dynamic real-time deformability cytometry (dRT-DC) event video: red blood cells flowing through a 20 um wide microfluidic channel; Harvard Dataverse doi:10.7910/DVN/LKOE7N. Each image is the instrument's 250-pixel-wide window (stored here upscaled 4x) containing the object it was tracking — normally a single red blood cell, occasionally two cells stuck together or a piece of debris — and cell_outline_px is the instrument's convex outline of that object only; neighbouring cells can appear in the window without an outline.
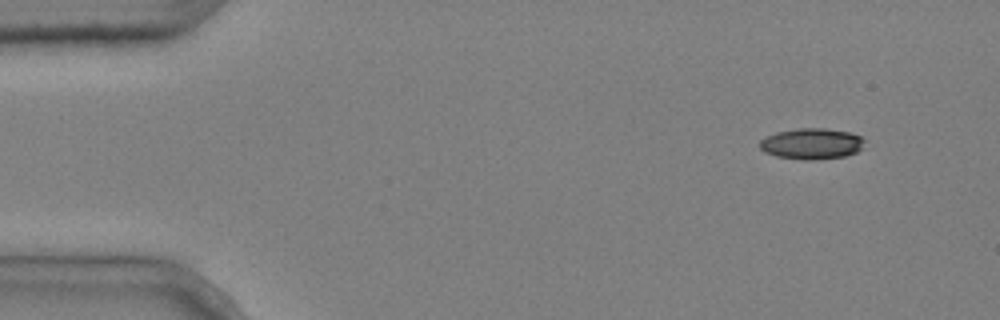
{"species": "common noctule bat (a hibernating species)", "species_latin": "Nyctalus noctula", "temperature_condition": "cold", "stored_images_in_passage": 6, "camera_frame_rate_fps": 3000, "um_per_image_px": 0.085, "animal": {"sex": "male", "body_mass_g": 20.4}, "frame": {"image": 1, "passage_image": 1, "time_ms": 0.0, "image_size_px": [1000, 320], "cell_outline_px": [[864, 148], [856, 152], [844, 156], [816, 160], [804, 160], [776, 156], [764, 152], [760, 148], [760, 140], [764, 136], [776, 132], [796, 128], [824, 128], [848, 132], [860, 136], [864, 140]], "centroid_in_image_um": [68.97, 12.21], "position_along_channel_um": 16.0, "area_um2": 19.07}}
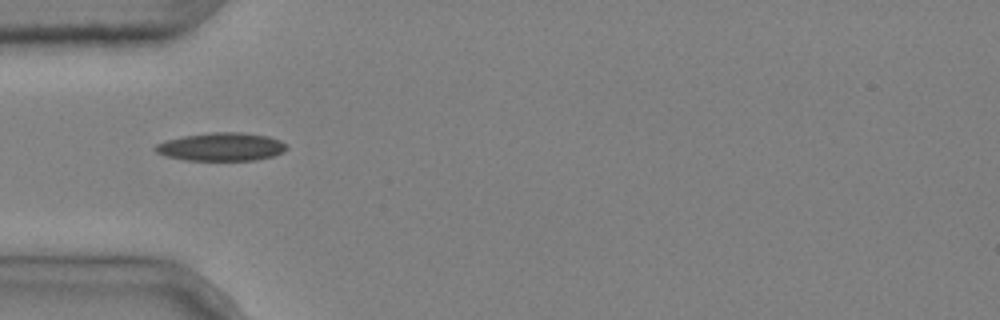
{"frame": {"image": 2, "passage_image": 4, "time_ms": 1.0, "image_size_px": [1000, 320], "cell_outline_px": [[288, 148], [272, 156], [252, 160], [184, 160], [168, 156], [156, 152], [152, 148], [156, 144], [168, 140], [184, 136], [212, 132], [244, 132], [268, 136], [280, 140], [288, 144]], "centroid_in_image_um": [18.82, 12.47], "position_along_channel_um": 66.2, "area_um2": 21.44}}